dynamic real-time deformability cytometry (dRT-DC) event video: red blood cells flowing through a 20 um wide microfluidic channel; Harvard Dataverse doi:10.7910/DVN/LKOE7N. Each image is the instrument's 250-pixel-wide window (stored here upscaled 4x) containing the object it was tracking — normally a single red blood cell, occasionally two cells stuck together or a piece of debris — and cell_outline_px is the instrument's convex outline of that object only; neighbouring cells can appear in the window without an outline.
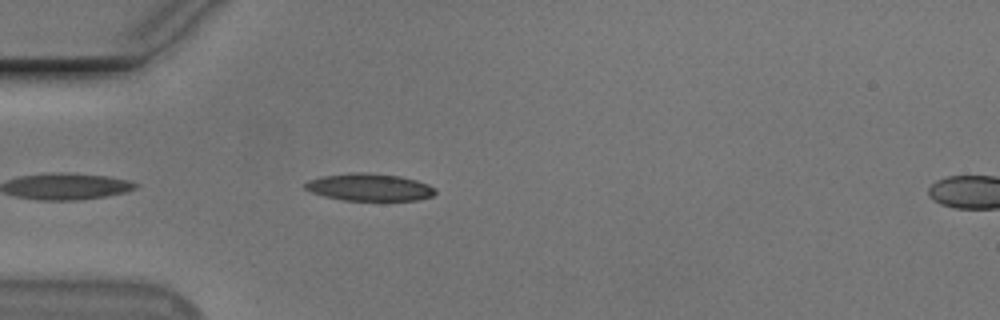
{"species": "Egyptian fruit bat (a non-hibernating species)", "species_latin": "Rousettus aegyptiacus", "temperature_condition": "cold", "stored_images_in_passage": 14, "camera_frame_rate_fps": 3000, "um_per_image_px": 0.085, "animal": {"sex": "male"}, "frame": {"image": 1, "passage_image": 3, "time_ms": 0.667, "image_size_px": [1000, 320], "cell_outline_px": [[436, 192], [432, 196], [416, 200], [344, 200], [324, 196], [312, 192], [304, 188], [304, 184], [308, 180], [320, 176], [352, 172], [364, 172], [400, 176], [416, 180], [428, 184], [436, 188]], "centroid_in_image_um": [31.39, 15.9], "position_along_channel_um": 53.6, "area_um2": 20.75}}
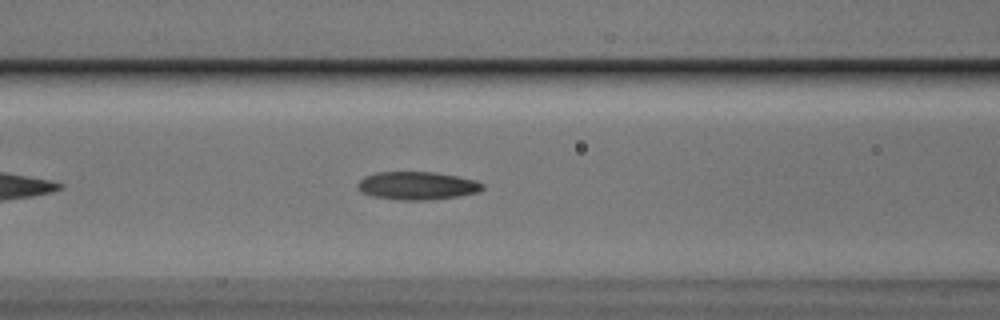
{"frame": {"image": 2, "passage_image": 10, "time_ms": 3.0, "image_size_px": [1000, 320], "cell_outline_px": [[484, 188], [480, 192], [460, 196], [424, 200], [400, 200], [372, 196], [360, 192], [356, 188], [356, 184], [364, 176], [376, 172], [432, 172], [456, 176], [476, 180], [484, 184]], "centroid_in_image_um": [35.44, 15.78], "position_along_channel_um": 131.2, "area_um2": 20.58}}